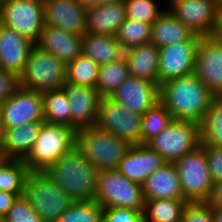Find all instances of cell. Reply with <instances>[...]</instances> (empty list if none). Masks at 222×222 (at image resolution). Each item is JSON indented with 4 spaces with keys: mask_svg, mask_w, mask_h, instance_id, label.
Masks as SVG:
<instances>
[{
    "mask_svg": "<svg viewBox=\"0 0 222 222\" xmlns=\"http://www.w3.org/2000/svg\"><path fill=\"white\" fill-rule=\"evenodd\" d=\"M62 88L70 103V127L78 130L95 125L102 98L96 89L67 82Z\"/></svg>",
    "mask_w": 222,
    "mask_h": 222,
    "instance_id": "cell-18",
    "label": "cell"
},
{
    "mask_svg": "<svg viewBox=\"0 0 222 222\" xmlns=\"http://www.w3.org/2000/svg\"><path fill=\"white\" fill-rule=\"evenodd\" d=\"M141 120L142 115L125 109L110 97H102L95 125L125 140L130 145H140Z\"/></svg>",
    "mask_w": 222,
    "mask_h": 222,
    "instance_id": "cell-11",
    "label": "cell"
},
{
    "mask_svg": "<svg viewBox=\"0 0 222 222\" xmlns=\"http://www.w3.org/2000/svg\"><path fill=\"white\" fill-rule=\"evenodd\" d=\"M103 208L95 201H74L56 222H102Z\"/></svg>",
    "mask_w": 222,
    "mask_h": 222,
    "instance_id": "cell-36",
    "label": "cell"
},
{
    "mask_svg": "<svg viewBox=\"0 0 222 222\" xmlns=\"http://www.w3.org/2000/svg\"><path fill=\"white\" fill-rule=\"evenodd\" d=\"M169 11L194 34L212 36L217 23L215 0H168ZM171 6V7H170Z\"/></svg>",
    "mask_w": 222,
    "mask_h": 222,
    "instance_id": "cell-12",
    "label": "cell"
},
{
    "mask_svg": "<svg viewBox=\"0 0 222 222\" xmlns=\"http://www.w3.org/2000/svg\"><path fill=\"white\" fill-rule=\"evenodd\" d=\"M29 170L23 160L0 159V191L24 194L25 181Z\"/></svg>",
    "mask_w": 222,
    "mask_h": 222,
    "instance_id": "cell-30",
    "label": "cell"
},
{
    "mask_svg": "<svg viewBox=\"0 0 222 222\" xmlns=\"http://www.w3.org/2000/svg\"><path fill=\"white\" fill-rule=\"evenodd\" d=\"M200 145L203 147L207 158L212 182L222 181V147H215L205 143Z\"/></svg>",
    "mask_w": 222,
    "mask_h": 222,
    "instance_id": "cell-41",
    "label": "cell"
},
{
    "mask_svg": "<svg viewBox=\"0 0 222 222\" xmlns=\"http://www.w3.org/2000/svg\"><path fill=\"white\" fill-rule=\"evenodd\" d=\"M94 200L103 208L126 207L144 211L142 185L127 179L117 169L97 173Z\"/></svg>",
    "mask_w": 222,
    "mask_h": 222,
    "instance_id": "cell-6",
    "label": "cell"
},
{
    "mask_svg": "<svg viewBox=\"0 0 222 222\" xmlns=\"http://www.w3.org/2000/svg\"><path fill=\"white\" fill-rule=\"evenodd\" d=\"M20 87L19 76L0 67V103L11 97Z\"/></svg>",
    "mask_w": 222,
    "mask_h": 222,
    "instance_id": "cell-42",
    "label": "cell"
},
{
    "mask_svg": "<svg viewBox=\"0 0 222 222\" xmlns=\"http://www.w3.org/2000/svg\"><path fill=\"white\" fill-rule=\"evenodd\" d=\"M126 18L153 24L166 10L158 7L156 0H124Z\"/></svg>",
    "mask_w": 222,
    "mask_h": 222,
    "instance_id": "cell-37",
    "label": "cell"
},
{
    "mask_svg": "<svg viewBox=\"0 0 222 222\" xmlns=\"http://www.w3.org/2000/svg\"><path fill=\"white\" fill-rule=\"evenodd\" d=\"M45 172L73 200H94L98 171L76 147Z\"/></svg>",
    "mask_w": 222,
    "mask_h": 222,
    "instance_id": "cell-2",
    "label": "cell"
},
{
    "mask_svg": "<svg viewBox=\"0 0 222 222\" xmlns=\"http://www.w3.org/2000/svg\"><path fill=\"white\" fill-rule=\"evenodd\" d=\"M129 74L158 84L159 47L152 42L125 50Z\"/></svg>",
    "mask_w": 222,
    "mask_h": 222,
    "instance_id": "cell-26",
    "label": "cell"
},
{
    "mask_svg": "<svg viewBox=\"0 0 222 222\" xmlns=\"http://www.w3.org/2000/svg\"><path fill=\"white\" fill-rule=\"evenodd\" d=\"M0 24L16 30L35 44L44 29L43 0H3Z\"/></svg>",
    "mask_w": 222,
    "mask_h": 222,
    "instance_id": "cell-10",
    "label": "cell"
},
{
    "mask_svg": "<svg viewBox=\"0 0 222 222\" xmlns=\"http://www.w3.org/2000/svg\"><path fill=\"white\" fill-rule=\"evenodd\" d=\"M83 35L45 25L36 45L66 65L82 53Z\"/></svg>",
    "mask_w": 222,
    "mask_h": 222,
    "instance_id": "cell-21",
    "label": "cell"
},
{
    "mask_svg": "<svg viewBox=\"0 0 222 222\" xmlns=\"http://www.w3.org/2000/svg\"><path fill=\"white\" fill-rule=\"evenodd\" d=\"M16 198L17 195L14 193L0 191V218H4L8 214L9 208Z\"/></svg>",
    "mask_w": 222,
    "mask_h": 222,
    "instance_id": "cell-43",
    "label": "cell"
},
{
    "mask_svg": "<svg viewBox=\"0 0 222 222\" xmlns=\"http://www.w3.org/2000/svg\"><path fill=\"white\" fill-rule=\"evenodd\" d=\"M174 164L178 171L184 199L188 203L206 202L213 182L203 147L199 145Z\"/></svg>",
    "mask_w": 222,
    "mask_h": 222,
    "instance_id": "cell-8",
    "label": "cell"
},
{
    "mask_svg": "<svg viewBox=\"0 0 222 222\" xmlns=\"http://www.w3.org/2000/svg\"><path fill=\"white\" fill-rule=\"evenodd\" d=\"M97 76L98 65L82 53L67 64V83L95 88Z\"/></svg>",
    "mask_w": 222,
    "mask_h": 222,
    "instance_id": "cell-34",
    "label": "cell"
},
{
    "mask_svg": "<svg viewBox=\"0 0 222 222\" xmlns=\"http://www.w3.org/2000/svg\"><path fill=\"white\" fill-rule=\"evenodd\" d=\"M200 130L201 143L222 147V95L213 96Z\"/></svg>",
    "mask_w": 222,
    "mask_h": 222,
    "instance_id": "cell-32",
    "label": "cell"
},
{
    "mask_svg": "<svg viewBox=\"0 0 222 222\" xmlns=\"http://www.w3.org/2000/svg\"><path fill=\"white\" fill-rule=\"evenodd\" d=\"M173 121V117L159 101L143 115L139 126L141 145H147Z\"/></svg>",
    "mask_w": 222,
    "mask_h": 222,
    "instance_id": "cell-33",
    "label": "cell"
},
{
    "mask_svg": "<svg viewBox=\"0 0 222 222\" xmlns=\"http://www.w3.org/2000/svg\"><path fill=\"white\" fill-rule=\"evenodd\" d=\"M125 19L126 8L123 1L87 7L86 32L89 34L116 35Z\"/></svg>",
    "mask_w": 222,
    "mask_h": 222,
    "instance_id": "cell-24",
    "label": "cell"
},
{
    "mask_svg": "<svg viewBox=\"0 0 222 222\" xmlns=\"http://www.w3.org/2000/svg\"><path fill=\"white\" fill-rule=\"evenodd\" d=\"M24 195L43 222H56L75 201L57 186L46 172L28 173Z\"/></svg>",
    "mask_w": 222,
    "mask_h": 222,
    "instance_id": "cell-5",
    "label": "cell"
},
{
    "mask_svg": "<svg viewBox=\"0 0 222 222\" xmlns=\"http://www.w3.org/2000/svg\"><path fill=\"white\" fill-rule=\"evenodd\" d=\"M165 164L162 156L148 145H131L117 166L127 179L143 184L147 177Z\"/></svg>",
    "mask_w": 222,
    "mask_h": 222,
    "instance_id": "cell-20",
    "label": "cell"
},
{
    "mask_svg": "<svg viewBox=\"0 0 222 222\" xmlns=\"http://www.w3.org/2000/svg\"><path fill=\"white\" fill-rule=\"evenodd\" d=\"M185 199L145 200L144 222H181Z\"/></svg>",
    "mask_w": 222,
    "mask_h": 222,
    "instance_id": "cell-29",
    "label": "cell"
},
{
    "mask_svg": "<svg viewBox=\"0 0 222 222\" xmlns=\"http://www.w3.org/2000/svg\"><path fill=\"white\" fill-rule=\"evenodd\" d=\"M131 145L96 125L76 130V148L99 172L116 169Z\"/></svg>",
    "mask_w": 222,
    "mask_h": 222,
    "instance_id": "cell-3",
    "label": "cell"
},
{
    "mask_svg": "<svg viewBox=\"0 0 222 222\" xmlns=\"http://www.w3.org/2000/svg\"><path fill=\"white\" fill-rule=\"evenodd\" d=\"M102 222H144L143 211L126 207L103 209Z\"/></svg>",
    "mask_w": 222,
    "mask_h": 222,
    "instance_id": "cell-39",
    "label": "cell"
},
{
    "mask_svg": "<svg viewBox=\"0 0 222 222\" xmlns=\"http://www.w3.org/2000/svg\"><path fill=\"white\" fill-rule=\"evenodd\" d=\"M194 74L214 95H222V43L213 36L200 38Z\"/></svg>",
    "mask_w": 222,
    "mask_h": 222,
    "instance_id": "cell-15",
    "label": "cell"
},
{
    "mask_svg": "<svg viewBox=\"0 0 222 222\" xmlns=\"http://www.w3.org/2000/svg\"><path fill=\"white\" fill-rule=\"evenodd\" d=\"M216 1V3H217V6L218 7H221L222 6V0H215Z\"/></svg>",
    "mask_w": 222,
    "mask_h": 222,
    "instance_id": "cell-49",
    "label": "cell"
},
{
    "mask_svg": "<svg viewBox=\"0 0 222 222\" xmlns=\"http://www.w3.org/2000/svg\"><path fill=\"white\" fill-rule=\"evenodd\" d=\"M44 23L70 33L86 32L87 6L83 0H43Z\"/></svg>",
    "mask_w": 222,
    "mask_h": 222,
    "instance_id": "cell-16",
    "label": "cell"
},
{
    "mask_svg": "<svg viewBox=\"0 0 222 222\" xmlns=\"http://www.w3.org/2000/svg\"><path fill=\"white\" fill-rule=\"evenodd\" d=\"M82 54L98 66L124 57L125 50L116 35L83 34Z\"/></svg>",
    "mask_w": 222,
    "mask_h": 222,
    "instance_id": "cell-27",
    "label": "cell"
},
{
    "mask_svg": "<svg viewBox=\"0 0 222 222\" xmlns=\"http://www.w3.org/2000/svg\"><path fill=\"white\" fill-rule=\"evenodd\" d=\"M66 69L64 62L35 45L24 72L19 76L20 86L41 93L57 90L66 82Z\"/></svg>",
    "mask_w": 222,
    "mask_h": 222,
    "instance_id": "cell-7",
    "label": "cell"
},
{
    "mask_svg": "<svg viewBox=\"0 0 222 222\" xmlns=\"http://www.w3.org/2000/svg\"><path fill=\"white\" fill-rule=\"evenodd\" d=\"M4 222H43L40 215L29 205L25 195L17 196Z\"/></svg>",
    "mask_w": 222,
    "mask_h": 222,
    "instance_id": "cell-38",
    "label": "cell"
},
{
    "mask_svg": "<svg viewBox=\"0 0 222 222\" xmlns=\"http://www.w3.org/2000/svg\"><path fill=\"white\" fill-rule=\"evenodd\" d=\"M152 25L139 20L126 18L121 24L116 37L124 50L149 43Z\"/></svg>",
    "mask_w": 222,
    "mask_h": 222,
    "instance_id": "cell-35",
    "label": "cell"
},
{
    "mask_svg": "<svg viewBox=\"0 0 222 222\" xmlns=\"http://www.w3.org/2000/svg\"><path fill=\"white\" fill-rule=\"evenodd\" d=\"M35 45L16 30L0 24V67L20 76Z\"/></svg>",
    "mask_w": 222,
    "mask_h": 222,
    "instance_id": "cell-19",
    "label": "cell"
},
{
    "mask_svg": "<svg viewBox=\"0 0 222 222\" xmlns=\"http://www.w3.org/2000/svg\"><path fill=\"white\" fill-rule=\"evenodd\" d=\"M119 1H124V0H83V2L86 4L87 7L102 6Z\"/></svg>",
    "mask_w": 222,
    "mask_h": 222,
    "instance_id": "cell-46",
    "label": "cell"
},
{
    "mask_svg": "<svg viewBox=\"0 0 222 222\" xmlns=\"http://www.w3.org/2000/svg\"><path fill=\"white\" fill-rule=\"evenodd\" d=\"M2 106L0 103V142H1V138H2V133H3V127H2Z\"/></svg>",
    "mask_w": 222,
    "mask_h": 222,
    "instance_id": "cell-48",
    "label": "cell"
},
{
    "mask_svg": "<svg viewBox=\"0 0 222 222\" xmlns=\"http://www.w3.org/2000/svg\"><path fill=\"white\" fill-rule=\"evenodd\" d=\"M183 222H214L213 212L206 202L188 203L182 214Z\"/></svg>",
    "mask_w": 222,
    "mask_h": 222,
    "instance_id": "cell-40",
    "label": "cell"
},
{
    "mask_svg": "<svg viewBox=\"0 0 222 222\" xmlns=\"http://www.w3.org/2000/svg\"><path fill=\"white\" fill-rule=\"evenodd\" d=\"M206 203L210 206H222V181L213 183Z\"/></svg>",
    "mask_w": 222,
    "mask_h": 222,
    "instance_id": "cell-44",
    "label": "cell"
},
{
    "mask_svg": "<svg viewBox=\"0 0 222 222\" xmlns=\"http://www.w3.org/2000/svg\"><path fill=\"white\" fill-rule=\"evenodd\" d=\"M200 41H184L159 48L158 85L194 73Z\"/></svg>",
    "mask_w": 222,
    "mask_h": 222,
    "instance_id": "cell-14",
    "label": "cell"
},
{
    "mask_svg": "<svg viewBox=\"0 0 222 222\" xmlns=\"http://www.w3.org/2000/svg\"><path fill=\"white\" fill-rule=\"evenodd\" d=\"M212 36L222 43V6L218 7L217 23Z\"/></svg>",
    "mask_w": 222,
    "mask_h": 222,
    "instance_id": "cell-45",
    "label": "cell"
},
{
    "mask_svg": "<svg viewBox=\"0 0 222 222\" xmlns=\"http://www.w3.org/2000/svg\"><path fill=\"white\" fill-rule=\"evenodd\" d=\"M200 38L167 9L152 24L150 42L161 48L184 41H200Z\"/></svg>",
    "mask_w": 222,
    "mask_h": 222,
    "instance_id": "cell-25",
    "label": "cell"
},
{
    "mask_svg": "<svg viewBox=\"0 0 222 222\" xmlns=\"http://www.w3.org/2000/svg\"><path fill=\"white\" fill-rule=\"evenodd\" d=\"M129 76L125 56L119 60L99 65L95 89L101 97H110Z\"/></svg>",
    "mask_w": 222,
    "mask_h": 222,
    "instance_id": "cell-28",
    "label": "cell"
},
{
    "mask_svg": "<svg viewBox=\"0 0 222 222\" xmlns=\"http://www.w3.org/2000/svg\"><path fill=\"white\" fill-rule=\"evenodd\" d=\"M110 98L119 102L125 109L143 115L160 101V86L130 75Z\"/></svg>",
    "mask_w": 222,
    "mask_h": 222,
    "instance_id": "cell-17",
    "label": "cell"
},
{
    "mask_svg": "<svg viewBox=\"0 0 222 222\" xmlns=\"http://www.w3.org/2000/svg\"><path fill=\"white\" fill-rule=\"evenodd\" d=\"M44 121L70 127V103L63 88L41 93Z\"/></svg>",
    "mask_w": 222,
    "mask_h": 222,
    "instance_id": "cell-31",
    "label": "cell"
},
{
    "mask_svg": "<svg viewBox=\"0 0 222 222\" xmlns=\"http://www.w3.org/2000/svg\"><path fill=\"white\" fill-rule=\"evenodd\" d=\"M145 200L184 199L176 165L165 162L142 184Z\"/></svg>",
    "mask_w": 222,
    "mask_h": 222,
    "instance_id": "cell-22",
    "label": "cell"
},
{
    "mask_svg": "<svg viewBox=\"0 0 222 222\" xmlns=\"http://www.w3.org/2000/svg\"><path fill=\"white\" fill-rule=\"evenodd\" d=\"M214 222H222V206H211Z\"/></svg>",
    "mask_w": 222,
    "mask_h": 222,
    "instance_id": "cell-47",
    "label": "cell"
},
{
    "mask_svg": "<svg viewBox=\"0 0 222 222\" xmlns=\"http://www.w3.org/2000/svg\"><path fill=\"white\" fill-rule=\"evenodd\" d=\"M75 147L76 129L44 121L32 150L23 161L29 172H45Z\"/></svg>",
    "mask_w": 222,
    "mask_h": 222,
    "instance_id": "cell-4",
    "label": "cell"
},
{
    "mask_svg": "<svg viewBox=\"0 0 222 222\" xmlns=\"http://www.w3.org/2000/svg\"><path fill=\"white\" fill-rule=\"evenodd\" d=\"M2 106V127H19L31 122H44L43 99L40 91L19 87Z\"/></svg>",
    "mask_w": 222,
    "mask_h": 222,
    "instance_id": "cell-13",
    "label": "cell"
},
{
    "mask_svg": "<svg viewBox=\"0 0 222 222\" xmlns=\"http://www.w3.org/2000/svg\"><path fill=\"white\" fill-rule=\"evenodd\" d=\"M42 122H31L19 127L3 128L0 142L2 158L24 160L32 150Z\"/></svg>",
    "mask_w": 222,
    "mask_h": 222,
    "instance_id": "cell-23",
    "label": "cell"
},
{
    "mask_svg": "<svg viewBox=\"0 0 222 222\" xmlns=\"http://www.w3.org/2000/svg\"><path fill=\"white\" fill-rule=\"evenodd\" d=\"M213 96L194 73L170 79L160 85V102L174 120L201 124Z\"/></svg>",
    "mask_w": 222,
    "mask_h": 222,
    "instance_id": "cell-1",
    "label": "cell"
},
{
    "mask_svg": "<svg viewBox=\"0 0 222 222\" xmlns=\"http://www.w3.org/2000/svg\"><path fill=\"white\" fill-rule=\"evenodd\" d=\"M201 144L200 124L174 120L147 145L159 153L165 162L175 163L179 158Z\"/></svg>",
    "mask_w": 222,
    "mask_h": 222,
    "instance_id": "cell-9",
    "label": "cell"
}]
</instances>
